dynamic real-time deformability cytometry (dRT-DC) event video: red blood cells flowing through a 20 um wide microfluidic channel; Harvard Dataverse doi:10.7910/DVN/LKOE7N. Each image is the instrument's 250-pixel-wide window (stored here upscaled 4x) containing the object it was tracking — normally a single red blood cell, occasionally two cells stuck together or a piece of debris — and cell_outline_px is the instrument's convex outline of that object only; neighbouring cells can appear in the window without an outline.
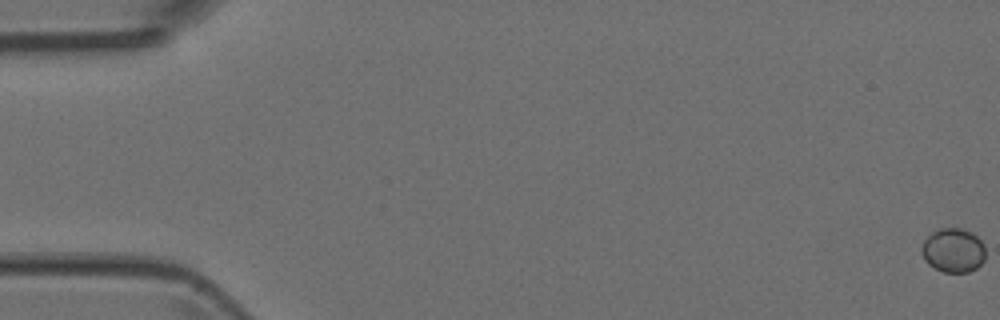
{"species": "Egyptian fruit bat (a non-hibernating species)", "species_latin": "Rousettus aegyptiacus", "temperature_condition": "room temperature", "stored_images_in_passage": 4, "camera_frame_rate_fps": 3000, "um_per_image_px": 0.085, "animal": {"sex": "female"}, "frame": {"image": 1, "passage_image": 1, "time_ms": 0.0, "image_size_px": [1000, 320], "cell_outline_px": [[984, 260], [976, 268], [968, 272], [944, 272], [928, 264], [924, 260], [920, 252], [920, 244], [932, 232], [940, 228], [960, 228], [976, 236], [980, 240], [984, 248]], "centroid_in_image_um": [80.97, 21.28], "position_along_channel_um": 4.0, "area_um2": 16.36}}